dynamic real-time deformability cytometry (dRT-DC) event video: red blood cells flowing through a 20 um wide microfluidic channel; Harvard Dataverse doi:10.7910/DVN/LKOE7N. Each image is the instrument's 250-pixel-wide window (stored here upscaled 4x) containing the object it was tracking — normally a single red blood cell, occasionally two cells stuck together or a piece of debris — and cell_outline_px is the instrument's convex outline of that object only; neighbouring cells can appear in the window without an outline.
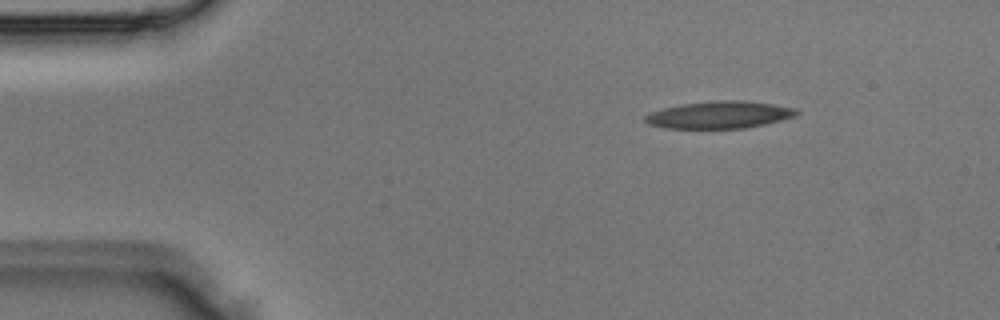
{"species": "Egyptian fruit bat (a non-hibernating species)", "species_latin": "Rousettus aegyptiacus", "temperature_condition": "room temperature", "stored_images_in_passage": 3, "camera_frame_rate_fps": 3000, "um_per_image_px": 0.085, "animal": {"sex": "male"}, "frame": {"image": 1, "passage_image": 1, "time_ms": 0.0, "image_size_px": [1000, 320], "cell_outline_px": [[800, 112], [796, 116], [764, 124], [744, 128], [668, 128], [648, 124], [644, 120], [644, 116], [652, 112], [664, 108], [680, 104], [716, 100], [744, 100], [772, 104], [796, 108]], "centroid_in_image_um": [61.16, 9.75], "position_along_channel_um": 23.8, "area_um2": 23.93}}
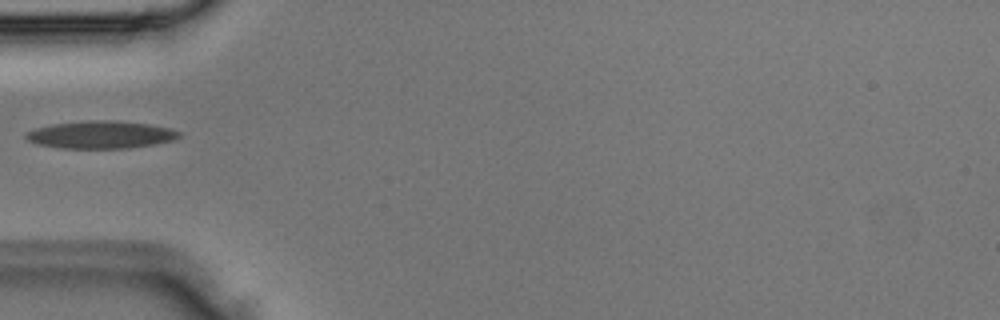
{"frame": {"image": 2, "passage_image": 3, "time_ms": 0.667, "image_size_px": [1000, 320], "cell_outline_px": [[180, 136], [176, 140], [156, 144], [128, 148], [60, 148], [36, 144], [28, 140], [24, 136], [24, 132], [36, 128], [52, 124], [88, 120], [112, 120], [148, 124], [168, 128], [180, 132]], "centroid_in_image_um": [8.54, 11.45], "position_along_channel_um": 76.5, "area_um2": 24.68}}